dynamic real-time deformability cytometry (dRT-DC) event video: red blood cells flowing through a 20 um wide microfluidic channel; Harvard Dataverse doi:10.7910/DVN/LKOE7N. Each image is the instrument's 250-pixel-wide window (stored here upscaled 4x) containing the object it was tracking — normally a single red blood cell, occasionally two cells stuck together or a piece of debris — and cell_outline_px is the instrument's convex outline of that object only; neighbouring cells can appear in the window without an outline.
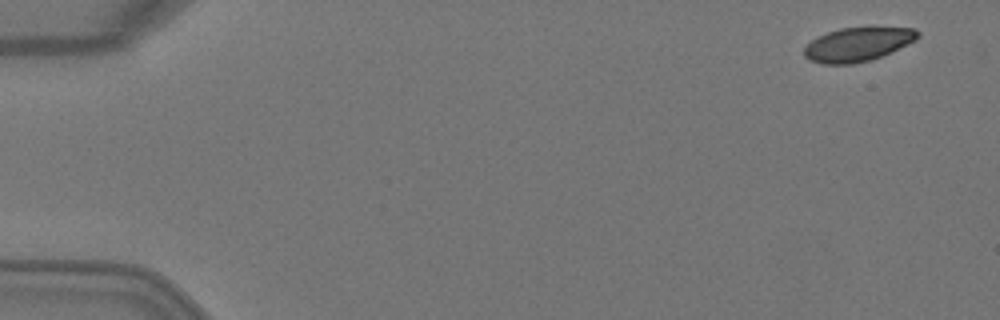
{"species": "Egyptian fruit bat (a non-hibernating species)", "species_latin": "Rousettus aegyptiacus", "temperature_condition": "warm", "stored_images_in_passage": 4, "camera_frame_rate_fps": 3000, "um_per_image_px": 0.085, "animal": {"sex": "female"}, "frame": {"image": 1, "passage_image": 1, "time_ms": 0.0, "image_size_px": [1000, 320], "cell_outline_px": [[920, 36], [916, 40], [872, 60], [852, 64], [824, 64], [808, 60], [804, 56], [804, 48], [812, 40], [828, 32], [840, 28], [916, 28], [920, 32]], "centroid_in_image_um": [72.9, 3.78], "position_along_channel_um": 12.1, "area_um2": 22.2}}